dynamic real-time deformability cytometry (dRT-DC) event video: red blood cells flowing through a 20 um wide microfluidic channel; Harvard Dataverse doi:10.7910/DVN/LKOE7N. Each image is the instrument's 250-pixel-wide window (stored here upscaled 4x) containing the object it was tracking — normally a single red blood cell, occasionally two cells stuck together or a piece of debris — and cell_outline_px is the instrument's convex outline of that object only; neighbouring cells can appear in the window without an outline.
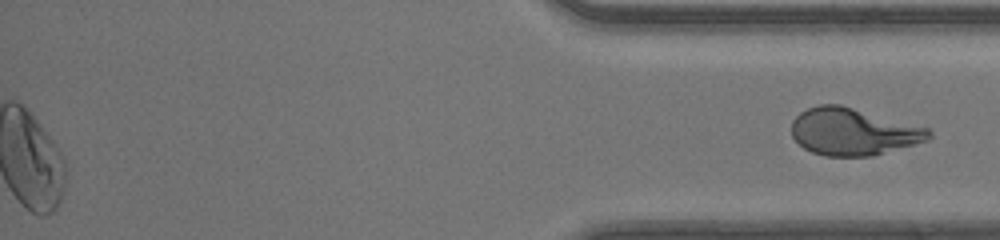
{"species": "human", "species_latin": "Homo sapiens", "temperature_condition": "room temperature", "stored_images_in_passage": 45, "segment_of_instrument_passage": [2, 2], "camera_frame_rate_fps": 3000, "um_per_image_px": 0.085, "donor": {"sex": "male"}, "frame": {"image": 1, "passage_image": 45, "time_ms": 14.667, "image_size_px": [1000, 240], "cell_outline_px": [[932, 136], [928, 140], [872, 156], [824, 156], [812, 152], [804, 148], [792, 136], [792, 120], [800, 112], [808, 108], [820, 104], [840, 104], [928, 128], [932, 132]], "centroid_in_image_um": [72.5, 11.19], "position_along_channel_um": 362.7, "area_um2": 37.51}}